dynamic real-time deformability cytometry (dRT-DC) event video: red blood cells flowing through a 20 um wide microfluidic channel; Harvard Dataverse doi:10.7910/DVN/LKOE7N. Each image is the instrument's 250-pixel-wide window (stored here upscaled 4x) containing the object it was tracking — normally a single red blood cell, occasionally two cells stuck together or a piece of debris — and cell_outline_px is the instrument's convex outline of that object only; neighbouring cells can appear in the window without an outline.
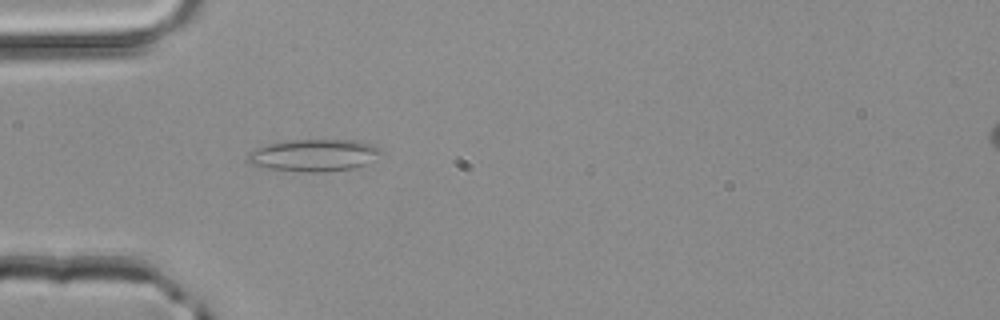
{"species": "common noctule bat (a hibernating species)", "species_latin": "Nyctalus noctula", "temperature_condition": "room temperature", "stored_images_in_passage": 2, "camera_frame_rate_fps": 3000, "um_per_image_px": 0.085, "animal": {"sex": "male", "body_mass_g": 20.4}, "frame": {"image": 1, "passage_image": 2, "time_ms": 0.333, "image_size_px": [1000, 320], "cell_outline_px": [[384, 152], [368, 164], [352, 168], [324, 172], [308, 172], [268, 168], [248, 164], [248, 152], [256, 148], [268, 144], [292, 140], [356, 140], [372, 144], [380, 148]], "centroid_in_image_um": [26.72, 13.19], "position_along_channel_um": 58.3, "area_um2": 24.97}}